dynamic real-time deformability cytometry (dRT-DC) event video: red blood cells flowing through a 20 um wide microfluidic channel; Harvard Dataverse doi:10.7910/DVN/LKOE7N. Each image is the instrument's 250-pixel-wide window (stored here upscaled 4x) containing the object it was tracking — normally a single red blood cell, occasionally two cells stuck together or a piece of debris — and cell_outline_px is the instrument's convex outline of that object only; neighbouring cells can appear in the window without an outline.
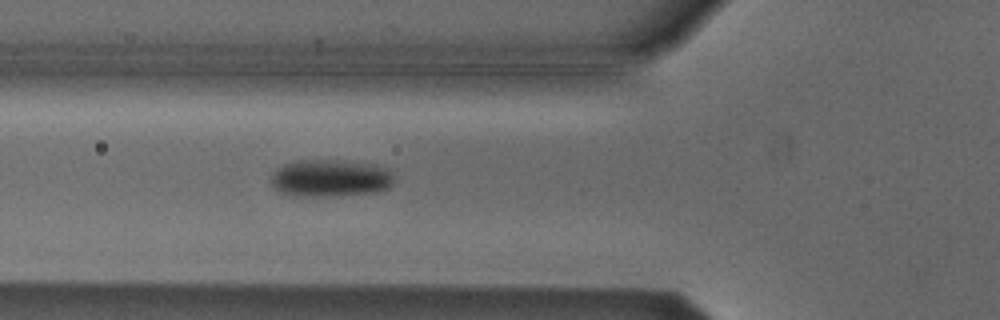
{"species": "Egyptian fruit bat (a non-hibernating species)", "species_latin": "Rousettus aegyptiacus", "temperature_condition": "cold", "stored_images_in_passage": 6, "camera_frame_rate_fps": 3000, "um_per_image_px": 0.085, "animal": {"sex": "male"}, "frame": {"image": 1, "passage_image": 6, "time_ms": 1.667, "image_size_px": [1000, 320], "cell_outline_px": [[392, 184], [388, 188], [376, 192], [328, 196], [288, 196], [280, 192], [272, 184], [272, 176], [284, 164], [296, 160], [336, 160], [376, 164], [388, 168], [392, 172]], "centroid_in_image_um": [28.11, 15.14], "position_along_channel_um": 97.7, "area_um2": 26.7}}